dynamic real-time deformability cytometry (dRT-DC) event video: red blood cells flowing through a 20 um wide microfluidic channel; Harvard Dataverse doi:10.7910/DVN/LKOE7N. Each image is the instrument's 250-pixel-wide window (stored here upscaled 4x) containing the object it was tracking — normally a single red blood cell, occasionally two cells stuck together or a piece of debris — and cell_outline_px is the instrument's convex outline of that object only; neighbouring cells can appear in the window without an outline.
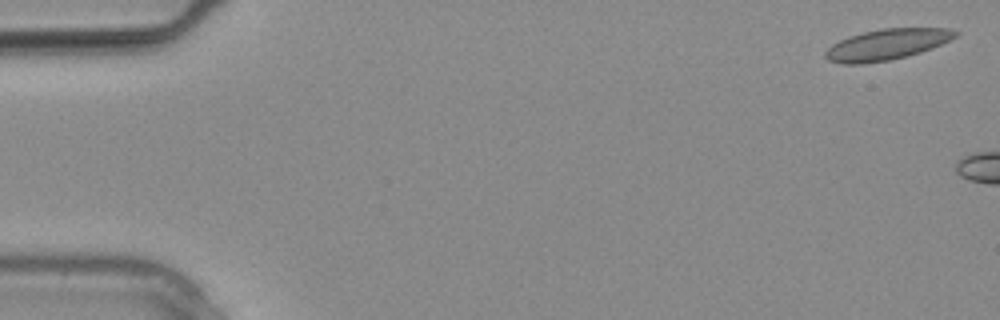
{"species": "common noctule bat (a hibernating species)", "species_latin": "Nyctalus noctula", "temperature_condition": "warm", "stored_images_in_passage": 6, "camera_frame_rate_fps": 3000, "um_per_image_px": 0.085, "animal": {"sex": "male", "body_mass_g": 20.4}, "frame": {"image": 1, "passage_image": 1, "time_ms": 0.0, "image_size_px": [1000, 320], "cell_outline_px": [[960, 32], [956, 36], [932, 48], [908, 56], [888, 60], [860, 64], [844, 64], [828, 60], [824, 56], [824, 52], [832, 44], [848, 36], [880, 28], [948, 28]], "centroid_in_image_um": [75.35, 3.78], "position_along_channel_um": 9.7, "area_um2": 23.29}}